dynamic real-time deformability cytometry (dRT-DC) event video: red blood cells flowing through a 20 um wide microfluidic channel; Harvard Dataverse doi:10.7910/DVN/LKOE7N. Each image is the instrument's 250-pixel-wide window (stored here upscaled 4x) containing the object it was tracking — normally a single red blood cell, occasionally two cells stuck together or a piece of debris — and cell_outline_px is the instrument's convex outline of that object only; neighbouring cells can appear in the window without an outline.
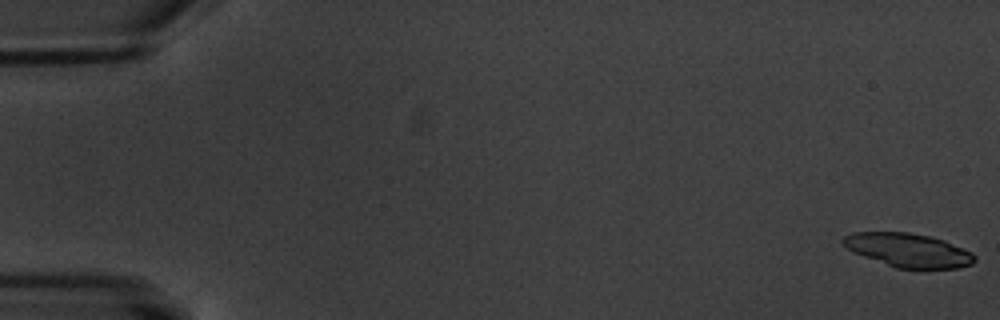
{"species": "common noctule bat (a hibernating species)", "species_latin": "Nyctalus noctula", "temperature_condition": "warm", "stored_images_in_passage": 6, "camera_frame_rate_fps": 3000, "um_per_image_px": 0.085, "animal": {"sex": "male", "body_mass_g": 20.1, "forearm_length_mm": 53.5}, "frame": {"image": 1, "passage_image": 1, "time_ms": 0.0, "image_size_px": [1000, 320], "cell_outline_px": [[976, 260], [972, 264], [960, 268], [896, 268], [852, 252], [840, 240], [844, 236], [852, 232], [908, 232], [928, 236], [944, 240], [972, 252], [976, 256]], "centroid_in_image_um": [77.21, 21.26], "position_along_channel_um": 7.8, "area_um2": 25.84}}
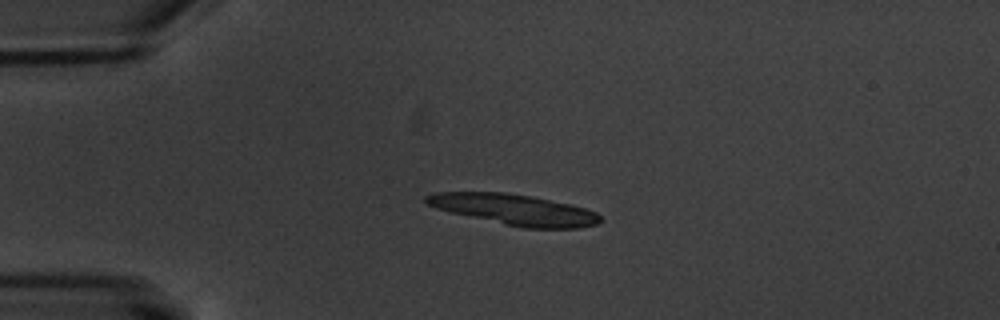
{"frame": {"image": 2, "passage_image": 5, "time_ms": 4.667, "image_size_px": [1000, 320], "cell_outline_px": [[604, 220], [596, 224], [580, 228], [524, 228], [504, 224], [452, 212], [436, 208], [428, 204], [424, 200], [424, 196], [436, 192], [504, 192], [532, 196], [572, 204], [596, 212]], "centroid_in_image_um": [43.76, 17.81], "position_along_channel_um": 41.2, "area_um2": 31.04}}